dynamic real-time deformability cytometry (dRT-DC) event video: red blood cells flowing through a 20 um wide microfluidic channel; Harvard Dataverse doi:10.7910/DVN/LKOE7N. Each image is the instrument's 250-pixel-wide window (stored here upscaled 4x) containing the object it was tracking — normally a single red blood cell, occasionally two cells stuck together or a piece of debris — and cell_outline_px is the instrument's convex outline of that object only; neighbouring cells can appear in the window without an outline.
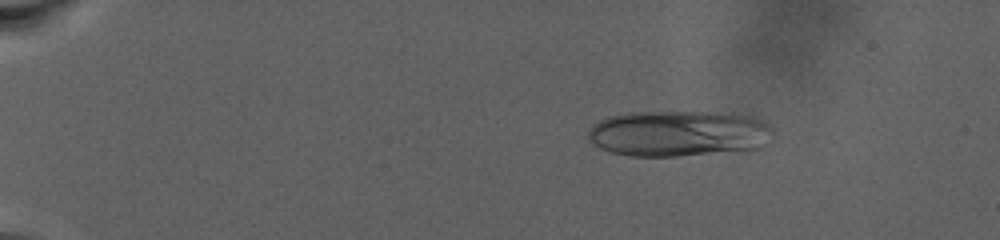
{"species": "human", "species_latin": "Homo sapiens", "temperature_condition": "warm", "stored_images_in_passage": 89, "camera_frame_rate_fps": 3000, "um_per_image_px": 0.085, "donor": {"sex": "male"}, "frame": {"image": 1, "passage_image": 16, "time_ms": 5.0, "image_size_px": [1000, 240], "cell_outline_px": [[772, 140], [760, 148], [748, 152], [676, 156], [632, 156], [612, 152], [600, 148], [588, 140], [588, 132], [592, 124], [608, 116], [632, 112], [712, 112], [748, 116], [764, 120], [772, 128]], "centroid_in_image_um": [57.74, 11.36], "position_along_channel_um": 27.3, "area_um2": 50.4}}
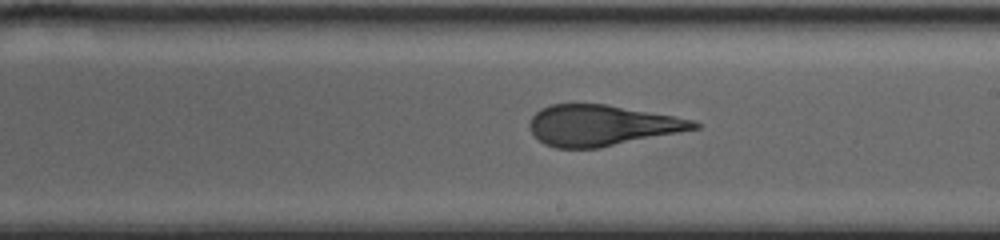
{"frame": {"image": 2, "passage_image": 56, "time_ms": 18.333, "image_size_px": [1000, 240], "cell_outline_px": [[700, 128], [600, 148], [556, 148], [544, 144], [528, 128], [528, 124], [532, 116], [540, 108], [552, 104], [604, 104], [696, 120], [700, 124]], "centroid_in_image_um": [51.13, 10.66], "position_along_channel_um": 237.9, "area_um2": 38.96}}
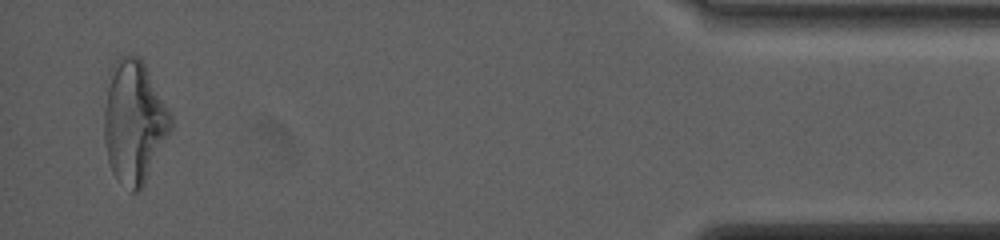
{"frame": {"image": 3, "passage_image": 87, "time_ms": 28.667, "image_size_px": [1000, 240], "cell_outline_px": [[172, 128], [144, 184], [136, 192], [132, 192], [116, 180], [112, 172], [108, 160], [104, 140], [104, 108], [112, 64], [120, 56], [136, 56], [144, 64], [172, 116]], "centroid_in_image_um": [11.38, 10.4], "position_along_channel_um": 423.8, "area_um2": 47.11}, "authors_computed_cell_mechanics": {"area_um2": 42.8298, "velocity_mm_per_s": 2.4105, "shape_relaxation_time_tau1_ms": null, "shape_relaxation_time_tau2_ms": 1.8124, "deformation_change_tau1": null, "deformation_change_tau2": 0.1032}}